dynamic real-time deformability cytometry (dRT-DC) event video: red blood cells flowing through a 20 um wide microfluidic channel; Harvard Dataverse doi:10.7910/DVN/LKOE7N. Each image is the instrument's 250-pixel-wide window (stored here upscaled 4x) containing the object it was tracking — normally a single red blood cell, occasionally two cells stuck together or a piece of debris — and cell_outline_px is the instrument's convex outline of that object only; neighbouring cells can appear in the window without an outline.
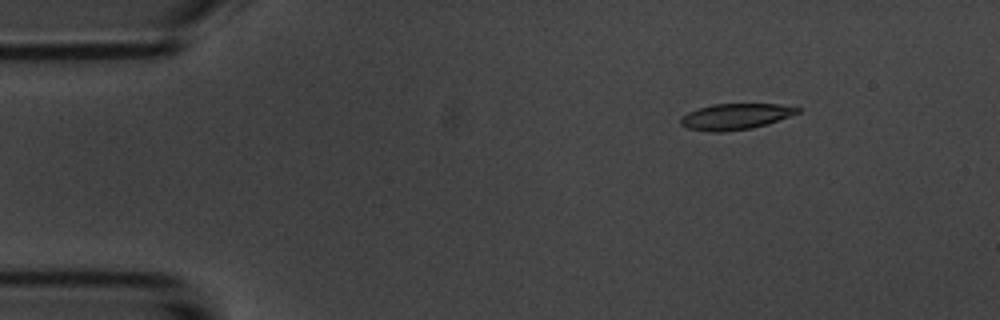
{"species": "common noctule bat (a hibernating species)", "species_latin": "Nyctalus noctula", "temperature_condition": "room temperature", "stored_images_in_passage": 4, "camera_frame_rate_fps": 3000, "um_per_image_px": 0.085, "animal": {"sex": "male", "body_mass_g": 20.1, "forearm_length_mm": 53.5}, "frame": {"image": 1, "passage_image": 2, "time_ms": 1.333, "image_size_px": [1000, 320], "cell_outline_px": [[804, 108], [800, 112], [768, 124], [752, 128], [720, 132], [708, 132], [688, 128], [680, 124], [680, 120], [688, 112], [712, 104], [776, 104]], "centroid_in_image_um": [62.54, 9.91], "position_along_channel_um": 22.5, "area_um2": 17.63}}